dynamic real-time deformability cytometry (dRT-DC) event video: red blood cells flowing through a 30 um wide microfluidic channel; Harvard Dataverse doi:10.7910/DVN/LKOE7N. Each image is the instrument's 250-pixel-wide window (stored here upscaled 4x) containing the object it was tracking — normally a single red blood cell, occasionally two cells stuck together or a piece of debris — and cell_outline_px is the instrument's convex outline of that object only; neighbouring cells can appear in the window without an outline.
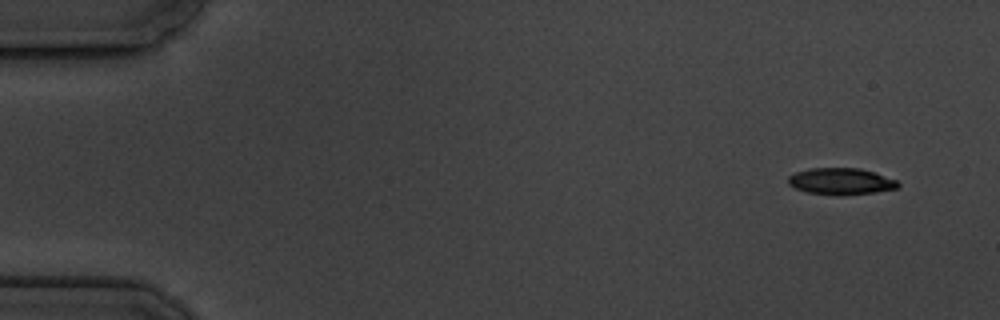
{"species": "common noctule bat (a hibernating species)", "species_latin": "Nyctalus noctula", "temperature_condition": "cold", "stored_images_in_passage": 7, "camera_frame_rate_fps": 3000, "um_per_image_px": 0.085, "animal": {"sex": "male", "body_mass_g": 19.5, "forearm_length_mm": 54.6}, "frame": {"image": 1, "passage_image": 1, "time_ms": 0.0, "image_size_px": [1000, 320], "cell_outline_px": [[900, 184], [896, 188], [876, 192], [840, 196], [808, 192], [796, 188], [788, 184], [788, 176], [796, 172], [808, 168], [860, 168], [896, 180]], "centroid_in_image_um": [71.45, 15.42], "position_along_channel_um": 13.6, "area_um2": 16.94}}
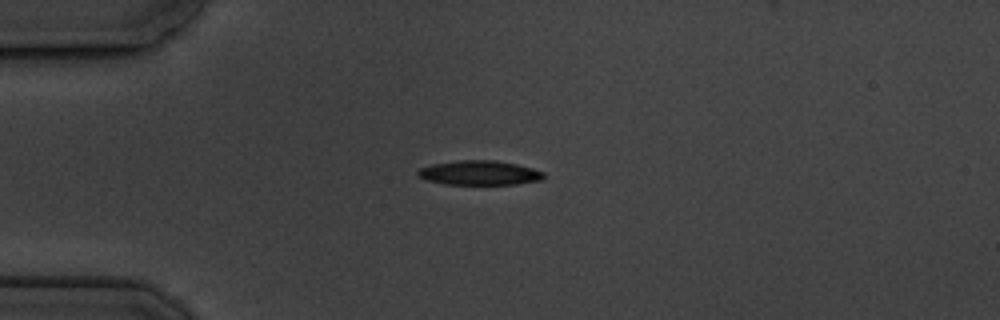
{"frame": {"image": 2, "passage_image": 4, "time_ms": 3.667, "image_size_px": [1000, 320], "cell_outline_px": [[544, 180], [516, 184], [444, 184], [428, 180], [416, 176], [416, 172], [420, 168], [432, 164], [456, 160], [496, 160], [516, 164], [532, 168], [544, 172]], "centroid_in_image_um": [40.75, 14.69], "position_along_channel_um": 44.3, "area_um2": 18.03}}
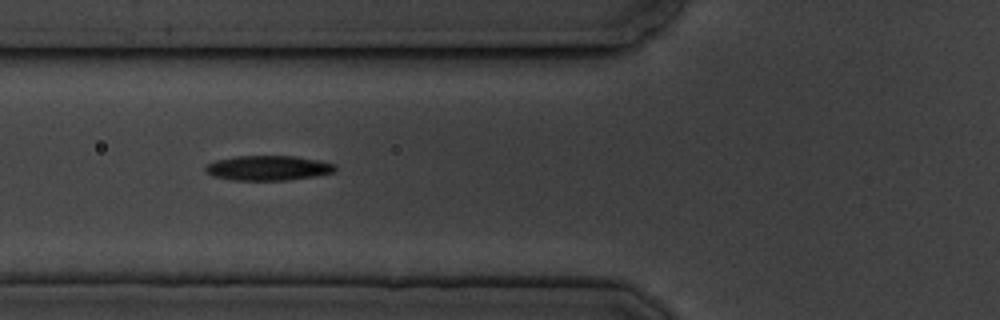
{"frame": {"image": 3, "passage_image": 6, "time_ms": 6.0, "image_size_px": [1000, 320], "cell_outline_px": [[336, 168], [332, 172], [316, 176], [288, 180], [232, 180], [212, 176], [204, 172], [204, 168], [208, 164], [216, 160], [236, 156], [292, 156], [320, 160], [336, 164]], "centroid_in_image_um": [22.77, 14.28], "position_along_channel_um": 103.0, "area_um2": 18.84}}